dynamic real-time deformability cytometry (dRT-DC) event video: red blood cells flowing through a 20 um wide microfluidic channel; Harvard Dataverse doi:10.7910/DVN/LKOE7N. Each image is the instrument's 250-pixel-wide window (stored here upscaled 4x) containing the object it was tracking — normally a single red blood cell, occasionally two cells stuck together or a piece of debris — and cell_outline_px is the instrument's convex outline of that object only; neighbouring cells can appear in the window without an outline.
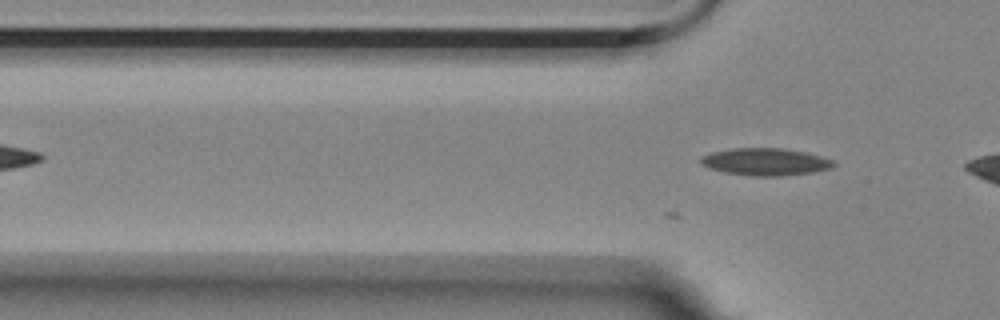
{"species": "Egyptian fruit bat (a non-hibernating species)", "species_latin": "Rousettus aegyptiacus", "temperature_condition": "room temperature", "stored_images_in_passage": 17, "camera_frame_rate_fps": 3000, "um_per_image_px": 0.085, "animal": {"sex": "female"}, "frame": {"image": 1, "passage_image": 3, "time_ms": 0.667, "image_size_px": [1000, 320], "cell_outline_px": [[836, 164], [832, 168], [812, 172], [780, 176], [752, 176], [724, 172], [708, 168], [700, 164], [700, 156], [712, 152], [732, 148], [784, 148], [804, 152], [820, 156], [832, 160]], "centroid_in_image_um": [65.02, 13.75], "position_along_channel_um": 60.8, "area_um2": 21.15}}
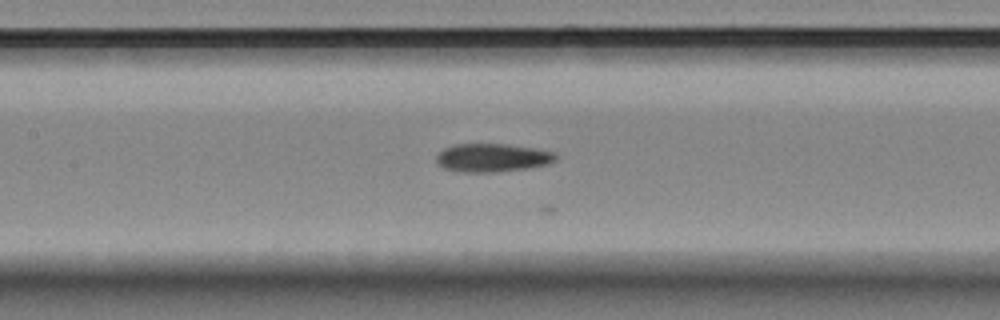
{"frame": {"image": 2, "passage_image": 12, "time_ms": 3.667, "image_size_px": [1000, 320], "cell_outline_px": [[560, 156], [556, 160], [548, 164], [524, 168], [492, 172], [464, 172], [444, 168], [436, 160], [436, 156], [444, 148], [452, 144], [508, 144], [536, 148], [556, 152]], "centroid_in_image_um": [41.89, 13.39], "position_along_channel_um": 165.5, "area_um2": 19.71}}
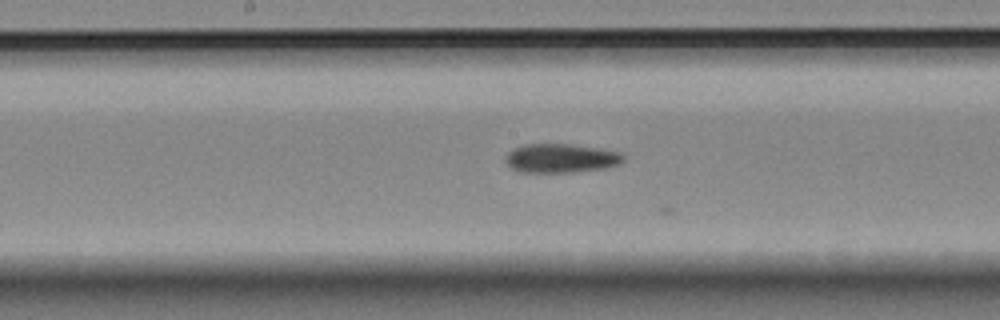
{"frame": {"image": 3, "passage_image": 15, "time_ms": 4.667, "image_size_px": [1000, 320], "cell_outline_px": [[624, 160], [620, 164], [604, 168], [568, 172], [524, 172], [512, 168], [504, 160], [508, 152], [512, 148], [524, 144], [568, 144], [596, 148], [620, 152], [624, 156]], "centroid_in_image_um": [47.66, 13.44], "position_along_channel_um": 200.5, "area_um2": 19.71}}